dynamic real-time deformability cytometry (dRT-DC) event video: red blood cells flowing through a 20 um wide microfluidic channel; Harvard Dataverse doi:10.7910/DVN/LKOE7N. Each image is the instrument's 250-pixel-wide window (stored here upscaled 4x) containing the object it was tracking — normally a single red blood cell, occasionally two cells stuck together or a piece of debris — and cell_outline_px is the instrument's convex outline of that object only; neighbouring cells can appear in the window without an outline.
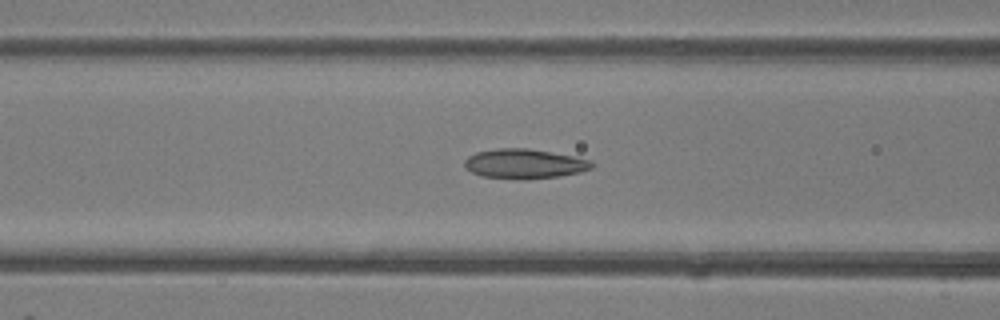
{"species": "common noctule bat (a hibernating species)", "species_latin": "Nyctalus noctula", "temperature_condition": "room temperature", "stored_images_in_passage": 36, "camera_frame_rate_fps": 3000, "um_per_image_px": 0.085, "animal": {"sex": "female"}, "frame": {"image": 1, "passage_image": 9, "time_ms": 2.667, "image_size_px": [1000, 320], "cell_outline_px": [[596, 164], [592, 168], [580, 172], [560, 176], [524, 180], [484, 176], [472, 172], [464, 168], [464, 160], [468, 156], [476, 152], [500, 148], [528, 148], [572, 156], [592, 160]], "centroid_in_image_um": [44.59, 13.92], "position_along_channel_um": 122.0, "area_um2": 22.08}}
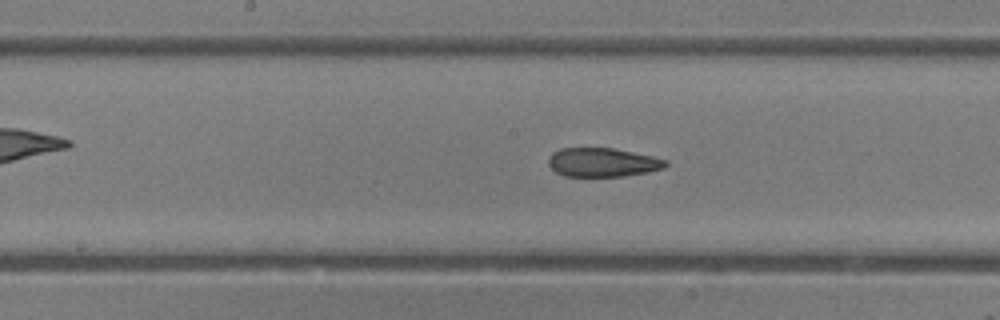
{"frame": {"image": 2, "passage_image": 14, "time_ms": 4.333, "image_size_px": [1000, 320], "cell_outline_px": [[668, 164], [664, 168], [648, 172], [624, 176], [564, 176], [556, 172], [548, 164], [548, 156], [552, 152], [560, 148], [612, 148], [652, 156], [668, 160]], "centroid_in_image_um": [51.21, 13.8], "position_along_channel_um": 197.0, "area_um2": 19.77}}
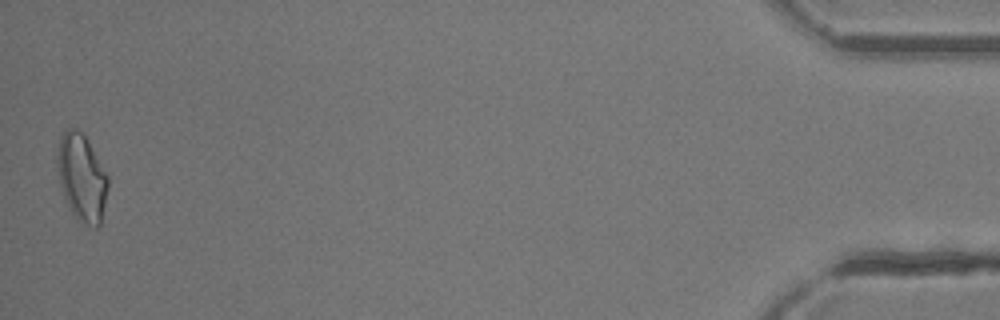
{"frame": {"image": 3, "passage_image": 36, "time_ms": 11.667, "image_size_px": [1000, 320], "cell_outline_px": [[108, 188], [100, 224], [96, 228], [92, 228], [76, 216], [68, 208], [60, 184], [56, 160], [56, 156], [60, 136], [64, 128], [76, 128], [84, 136], [108, 176]], "centroid_in_image_um": [6.92, 15.08], "position_along_channel_um": 428.3, "area_um2": 25.43}, "authors_computed_cell_mechanics": {"area_um2": 21.5883, "velocity_mm_per_s": 4.4888, "shape_relaxation_time_tau1_ms": null, "shape_relaxation_time_tau2_ms": 2.8816, "deformation_change_tau1": null, "deformation_change_tau2": 0.108}}